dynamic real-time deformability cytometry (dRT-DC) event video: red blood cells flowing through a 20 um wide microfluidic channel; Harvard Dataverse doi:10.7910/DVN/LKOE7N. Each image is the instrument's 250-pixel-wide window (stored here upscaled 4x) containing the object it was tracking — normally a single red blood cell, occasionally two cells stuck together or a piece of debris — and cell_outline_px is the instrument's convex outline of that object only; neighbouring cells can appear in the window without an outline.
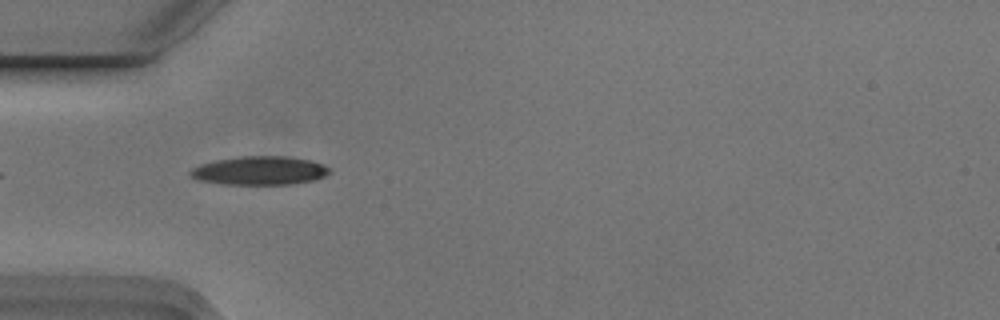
{"species": "Egyptian fruit bat (a non-hibernating species)", "species_latin": "Rousettus aegyptiacus", "temperature_condition": "cold", "stored_images_in_passage": 8, "camera_frame_rate_fps": 3000, "um_per_image_px": 0.085, "animal": {"sex": "male"}, "frame": {"image": 1, "passage_image": 4, "time_ms": 1.0, "image_size_px": [1000, 320], "cell_outline_px": [[332, 172], [324, 176], [312, 180], [292, 184], [224, 184], [196, 180], [188, 172], [192, 168], [216, 160], [240, 156], [284, 156], [308, 160], [320, 164], [328, 168]], "centroid_in_image_um": [22.04, 14.5], "position_along_channel_um": 63.0, "area_um2": 22.89}}
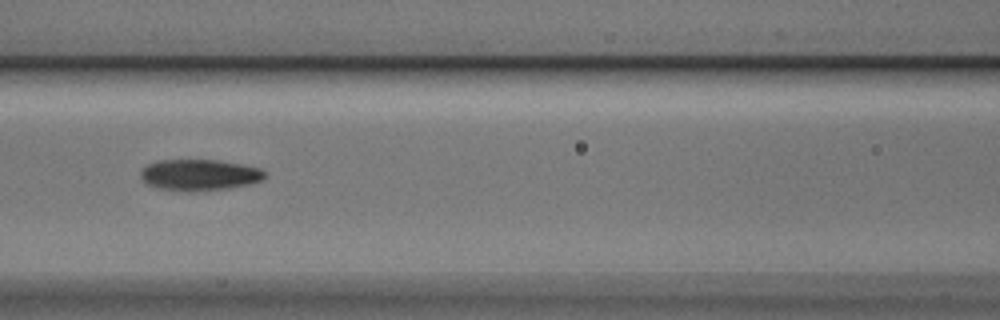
{"frame": {"image": 2, "passage_image": 6, "time_ms": 1.667, "image_size_px": [1000, 320], "cell_outline_px": [[268, 176], [264, 180], [248, 184], [228, 188], [196, 192], [184, 192], [160, 188], [144, 184], [140, 176], [140, 172], [148, 164], [160, 160], [216, 160], [240, 164], [260, 168]], "centroid_in_image_um": [16.94, 14.88], "position_along_channel_um": 149.7, "area_um2": 22.77}}
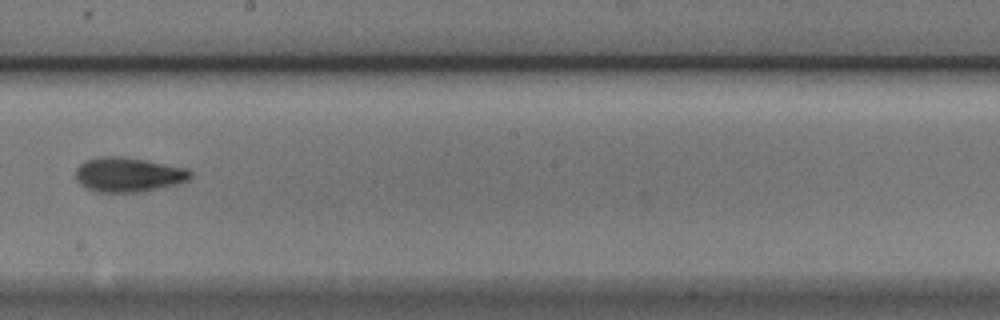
{"frame": {"image": 3, "passage_image": 8, "time_ms": 2.333, "image_size_px": [1000, 320], "cell_outline_px": [[192, 176], [188, 180], [176, 184], [140, 192], [100, 192], [88, 188], [80, 184], [76, 180], [76, 168], [84, 160], [100, 156], [124, 156], [188, 168], [192, 172]], "centroid_in_image_um": [10.9, 14.83], "position_along_channel_um": 237.3, "area_um2": 23.18}}